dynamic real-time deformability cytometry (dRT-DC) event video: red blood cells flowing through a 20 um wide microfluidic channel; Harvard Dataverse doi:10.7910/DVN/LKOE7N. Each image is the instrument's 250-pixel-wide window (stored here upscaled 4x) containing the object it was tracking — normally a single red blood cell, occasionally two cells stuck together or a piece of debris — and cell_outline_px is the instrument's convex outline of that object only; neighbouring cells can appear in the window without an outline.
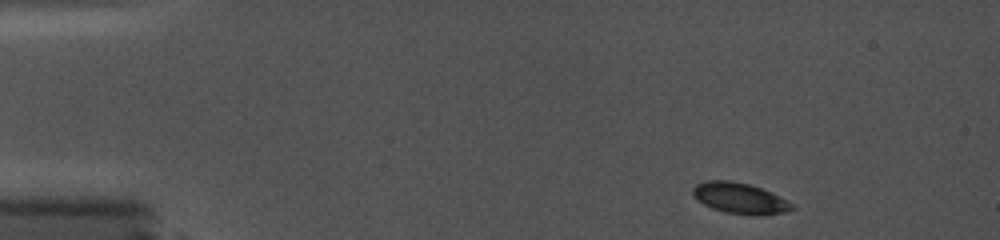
{"species": "common noctule bat (a hibernating species)", "species_latin": "Nyctalus noctula", "temperature_condition": "cold", "stored_images_in_passage": 22, "camera_frame_rate_fps": 5000, "um_per_image_px": 0.085, "animal": {"sex": "female", "body_mass_g": 19.0, "forearm_length_mm": 56.7}, "frame": {"image": 1, "passage_image": 1, "time_ms": 0.0, "image_size_px": [1000, 240], "cell_outline_px": [[796, 208], [784, 212], [724, 212], [712, 208], [704, 204], [692, 196], [692, 188], [696, 184], [708, 180], [732, 180], [748, 184], [772, 192], [796, 204]], "centroid_in_image_um": [62.85, 16.79], "position_along_channel_um": 22.2, "area_um2": 17.22}}
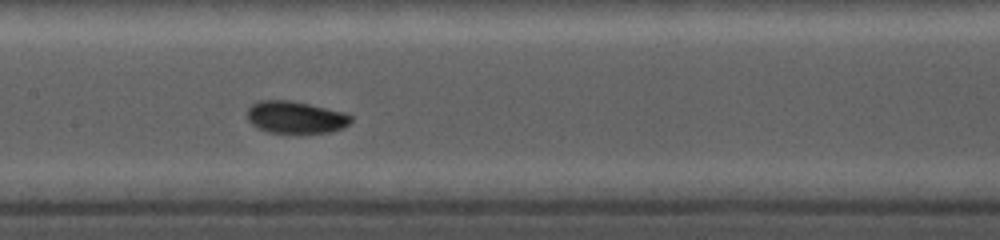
{"frame": {"image": 2, "passage_image": 11, "time_ms": 6.8, "image_size_px": [1000, 240], "cell_outline_px": [[352, 120], [344, 128], [332, 132], [296, 136], [268, 132], [256, 128], [248, 120], [248, 108], [256, 100], [292, 100], [344, 112], [352, 116]], "centroid_in_image_um": [25.13, 10.02], "position_along_channel_um": 182.3, "area_um2": 20.4}}
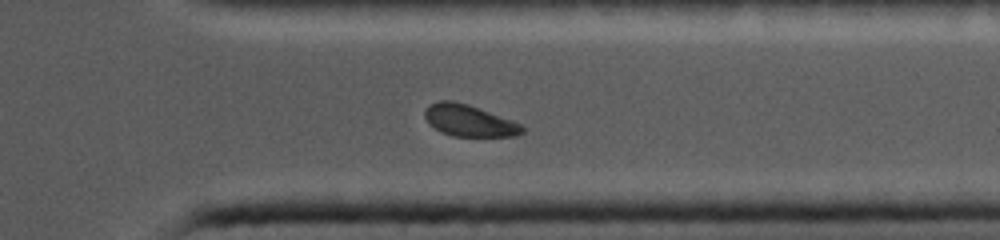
{"frame": {"image": 3, "passage_image": 22, "time_ms": 11.8, "image_size_px": [1000, 240], "cell_outline_px": [[524, 132], [516, 136], [452, 136], [440, 132], [424, 116], [424, 112], [428, 104], [440, 100], [452, 100], [468, 104], [512, 120], [520, 124], [524, 128]], "centroid_in_image_um": [39.87, 10.24], "position_along_channel_um": 371.5, "area_um2": 17.86}}